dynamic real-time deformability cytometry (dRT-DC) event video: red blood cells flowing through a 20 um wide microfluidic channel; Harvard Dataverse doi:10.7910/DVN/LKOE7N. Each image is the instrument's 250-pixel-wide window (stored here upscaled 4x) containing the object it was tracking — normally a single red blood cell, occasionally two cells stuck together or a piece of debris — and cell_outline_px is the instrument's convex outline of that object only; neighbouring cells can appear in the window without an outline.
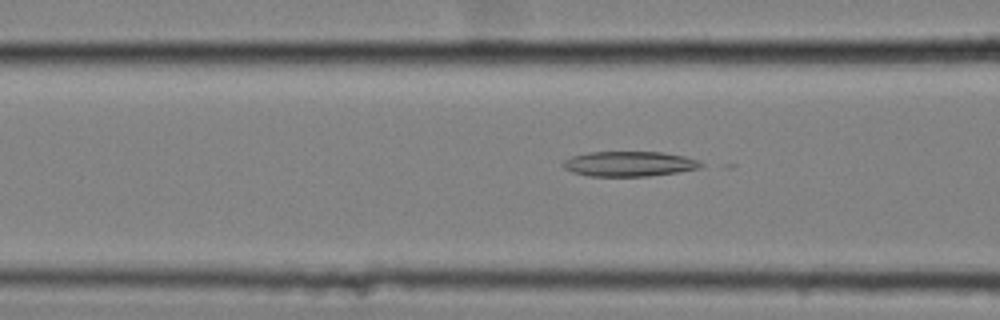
{"species": "common noctule bat (a hibernating species)", "species_latin": "Nyctalus noctula", "temperature_condition": "cold", "stored_images_in_passage": 24, "camera_frame_rate_fps": 3000, "um_per_image_px": 0.085, "animal": {"sex": "female", "body_mass_g": 25.1}, "frame": {"image": 1, "passage_image": 8, "time_ms": 2.333, "image_size_px": [1000, 320], "cell_outline_px": [[704, 164], [700, 168], [676, 172], [648, 176], [588, 176], [572, 172], [564, 168], [560, 164], [564, 160], [572, 156], [588, 152], [664, 152], [684, 156], [696, 160]], "centroid_in_image_um": [53.44, 13.92], "position_along_channel_um": 113.2, "area_um2": 20.11}}
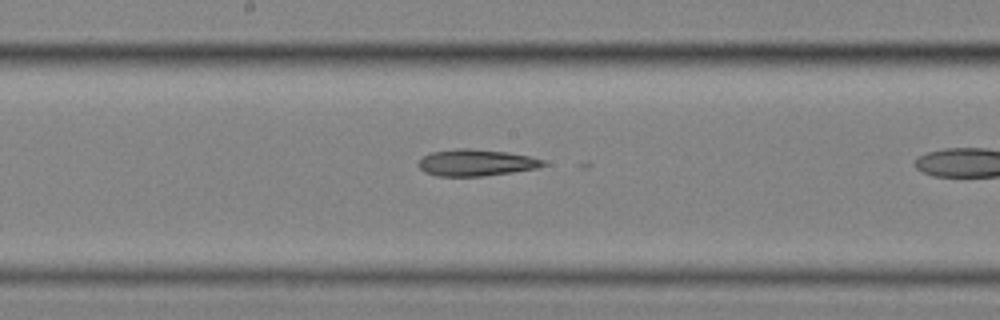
{"frame": {"image": 2, "passage_image": 16, "time_ms": 5.0, "image_size_px": [1000, 320], "cell_outline_px": [[548, 164], [536, 168], [512, 172], [484, 176], [436, 176], [424, 172], [416, 164], [424, 156], [432, 152], [456, 148], [468, 148], [504, 152], [528, 156], [544, 160]], "centroid_in_image_um": [40.43, 13.83], "position_along_channel_um": 207.8, "area_um2": 19.25}}